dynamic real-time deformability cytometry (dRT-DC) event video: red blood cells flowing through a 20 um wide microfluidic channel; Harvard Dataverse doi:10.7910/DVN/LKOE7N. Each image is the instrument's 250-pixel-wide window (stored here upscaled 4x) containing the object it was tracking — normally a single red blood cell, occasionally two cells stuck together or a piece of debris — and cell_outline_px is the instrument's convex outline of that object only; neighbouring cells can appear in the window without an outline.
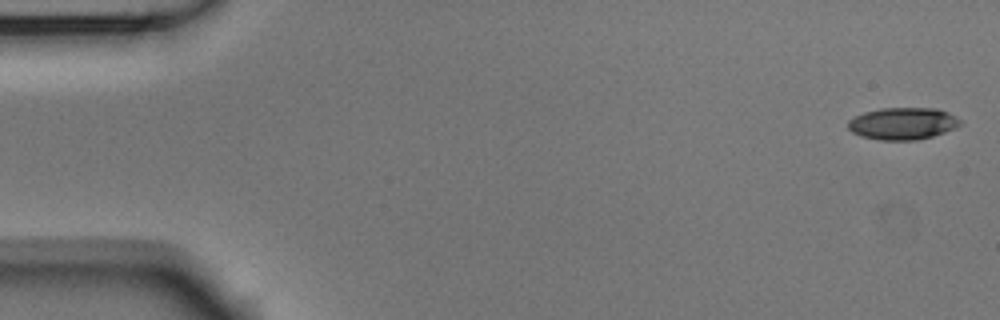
{"species": "Egyptian fruit bat (a non-hibernating species)", "species_latin": "Rousettus aegyptiacus", "temperature_condition": "room temperature", "stored_images_in_passage": 53, "camera_frame_rate_fps": 3000, "um_per_image_px": 0.085, "animal": {"sex": "male"}, "frame": {"image": 1, "passage_image": 1, "time_ms": 0.0, "image_size_px": [1000, 320], "cell_outline_px": [[964, 124], [956, 128], [932, 136], [916, 140], [880, 140], [860, 136], [852, 132], [848, 128], [848, 120], [864, 112], [880, 108], [936, 108], [948, 112], [956, 116]], "centroid_in_image_um": [76.75, 10.5], "position_along_channel_um": 8.2, "area_um2": 21.1}}
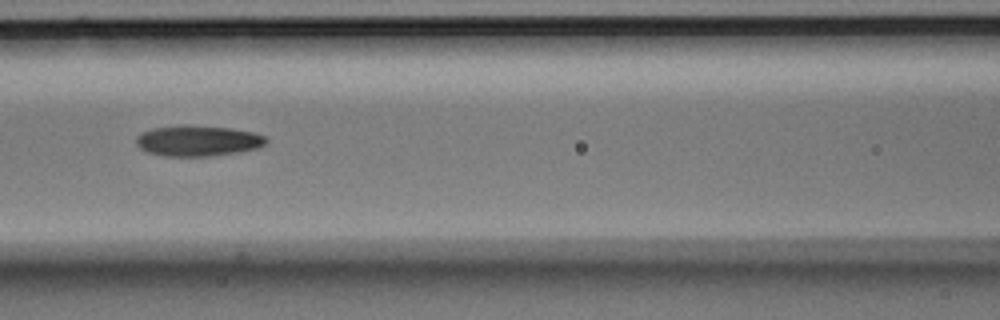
{"frame": {"image": 2, "passage_image": 23, "time_ms": 7.333, "image_size_px": [1000, 320], "cell_outline_px": [[268, 140], [260, 148], [212, 156], [164, 156], [148, 152], [140, 148], [136, 144], [136, 136], [152, 128], [180, 124], [232, 128], [252, 132], [268, 136]], "centroid_in_image_um": [16.83, 11.96], "position_along_channel_um": 149.8, "area_um2": 23.47}}
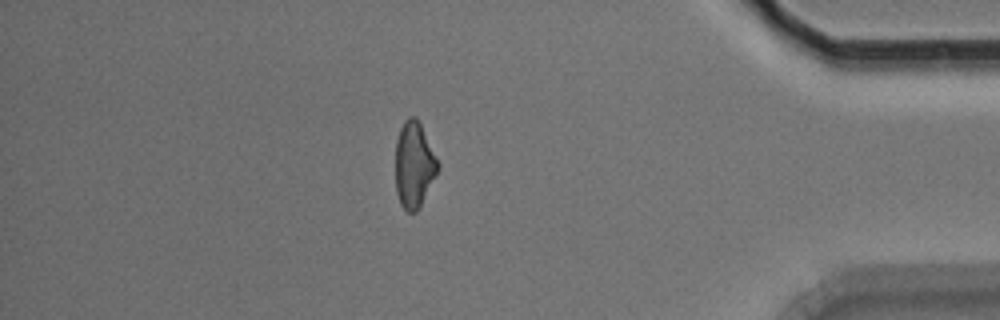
{"frame": {"image": 3, "passage_image": 46, "time_ms": 15.0, "image_size_px": [1000, 320], "cell_outline_px": [[440, 168], [416, 212], [408, 212], [400, 204], [396, 192], [396, 140], [400, 128], [404, 120], [408, 116], [416, 116], [440, 164]], "centroid_in_image_um": [35.19, 13.99], "position_along_channel_um": 400.0, "area_um2": 21.1}, "authors_computed_cell_mechanics": {"area_um2": 22.1952, "velocity_mm_per_s": 3.7552, "shape_relaxation_time_tau1_ms": 7.9622, "shape_relaxation_time_tau2_ms": 4.573, "deformation_change_tau1": 0.2004, "deformation_change_tau2": 0.1322}}